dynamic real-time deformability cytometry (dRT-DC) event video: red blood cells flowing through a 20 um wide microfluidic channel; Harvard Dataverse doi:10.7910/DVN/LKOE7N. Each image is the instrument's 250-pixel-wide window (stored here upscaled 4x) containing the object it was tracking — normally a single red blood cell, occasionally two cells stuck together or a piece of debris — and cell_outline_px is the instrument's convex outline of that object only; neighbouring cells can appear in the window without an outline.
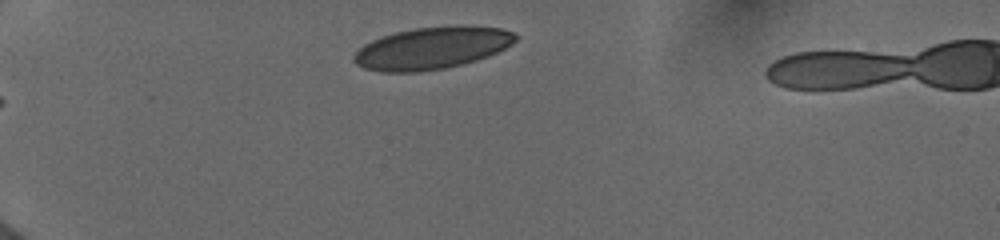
{"species": "human", "species_latin": "Homo sapiens", "temperature_condition": "cold", "stored_images_in_passage": 3, "camera_frame_rate_fps": 3000, "um_per_image_px": 0.085, "donor": {"sex": "female"}, "frame": {"image": 1, "passage_image": 1, "time_ms": 0.0, "image_size_px": [1000, 240], "cell_outline_px": [[516, 40], [512, 44], [488, 56], [464, 64], [444, 68], [420, 72], [380, 72], [364, 68], [356, 64], [352, 60], [352, 56], [364, 44], [380, 36], [396, 32], [416, 28], [456, 24], [460, 24], [500, 28], [512, 32], [516, 36]], "centroid_in_image_um": [36.69, 4.08], "position_along_channel_um": 48.3, "area_um2": 39.94}}